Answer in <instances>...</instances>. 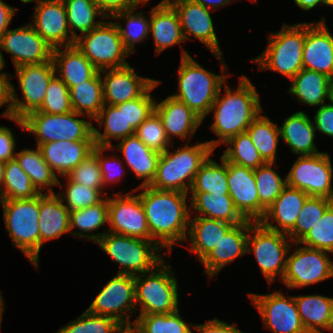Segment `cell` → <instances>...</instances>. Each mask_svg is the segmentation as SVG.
<instances>
[{
    "label": "cell",
    "mask_w": 333,
    "mask_h": 333,
    "mask_svg": "<svg viewBox=\"0 0 333 333\" xmlns=\"http://www.w3.org/2000/svg\"><path fill=\"white\" fill-rule=\"evenodd\" d=\"M274 163H265L254 170L257 192L260 201V220L266 210L273 204L277 197L287 186L286 177L281 178L275 169Z\"/></svg>",
    "instance_id": "bcb514c9"
},
{
    "label": "cell",
    "mask_w": 333,
    "mask_h": 333,
    "mask_svg": "<svg viewBox=\"0 0 333 333\" xmlns=\"http://www.w3.org/2000/svg\"><path fill=\"white\" fill-rule=\"evenodd\" d=\"M22 92L18 98L14 84L10 83L11 116L23 119L40 108L50 80L56 75L53 61L22 65L15 68Z\"/></svg>",
    "instance_id": "7c38bea8"
},
{
    "label": "cell",
    "mask_w": 333,
    "mask_h": 333,
    "mask_svg": "<svg viewBox=\"0 0 333 333\" xmlns=\"http://www.w3.org/2000/svg\"><path fill=\"white\" fill-rule=\"evenodd\" d=\"M31 26L54 49L75 44L63 0L35 1ZM68 39V40H67Z\"/></svg>",
    "instance_id": "d6986e66"
},
{
    "label": "cell",
    "mask_w": 333,
    "mask_h": 333,
    "mask_svg": "<svg viewBox=\"0 0 333 333\" xmlns=\"http://www.w3.org/2000/svg\"><path fill=\"white\" fill-rule=\"evenodd\" d=\"M75 46L88 58L98 71L128 65L130 53L125 49L117 26L103 21L90 32L79 35Z\"/></svg>",
    "instance_id": "8fae6325"
},
{
    "label": "cell",
    "mask_w": 333,
    "mask_h": 333,
    "mask_svg": "<svg viewBox=\"0 0 333 333\" xmlns=\"http://www.w3.org/2000/svg\"><path fill=\"white\" fill-rule=\"evenodd\" d=\"M20 1L26 4V3H32L34 1H39V0H20Z\"/></svg>",
    "instance_id": "2a66077c"
},
{
    "label": "cell",
    "mask_w": 333,
    "mask_h": 333,
    "mask_svg": "<svg viewBox=\"0 0 333 333\" xmlns=\"http://www.w3.org/2000/svg\"><path fill=\"white\" fill-rule=\"evenodd\" d=\"M303 69L333 77V35L325 17L319 22H305V44L302 55Z\"/></svg>",
    "instance_id": "7402d4cb"
},
{
    "label": "cell",
    "mask_w": 333,
    "mask_h": 333,
    "mask_svg": "<svg viewBox=\"0 0 333 333\" xmlns=\"http://www.w3.org/2000/svg\"><path fill=\"white\" fill-rule=\"evenodd\" d=\"M5 60L2 54V51H0V72H3V68L5 67Z\"/></svg>",
    "instance_id": "34e18365"
},
{
    "label": "cell",
    "mask_w": 333,
    "mask_h": 333,
    "mask_svg": "<svg viewBox=\"0 0 333 333\" xmlns=\"http://www.w3.org/2000/svg\"><path fill=\"white\" fill-rule=\"evenodd\" d=\"M329 102L333 103V77L330 78L329 82Z\"/></svg>",
    "instance_id": "753ad0ef"
},
{
    "label": "cell",
    "mask_w": 333,
    "mask_h": 333,
    "mask_svg": "<svg viewBox=\"0 0 333 333\" xmlns=\"http://www.w3.org/2000/svg\"><path fill=\"white\" fill-rule=\"evenodd\" d=\"M265 50L252 61L260 71L271 70L292 79L303 69L302 55L305 44V22L284 23L280 31L268 36Z\"/></svg>",
    "instance_id": "5b68a950"
},
{
    "label": "cell",
    "mask_w": 333,
    "mask_h": 333,
    "mask_svg": "<svg viewBox=\"0 0 333 333\" xmlns=\"http://www.w3.org/2000/svg\"><path fill=\"white\" fill-rule=\"evenodd\" d=\"M67 177L76 183L83 184L89 188L97 189L103 197L104 193L102 174L97 156L92 152L77 167H75Z\"/></svg>",
    "instance_id": "6f0895ef"
},
{
    "label": "cell",
    "mask_w": 333,
    "mask_h": 333,
    "mask_svg": "<svg viewBox=\"0 0 333 333\" xmlns=\"http://www.w3.org/2000/svg\"><path fill=\"white\" fill-rule=\"evenodd\" d=\"M287 186L304 191L308 196L333 200V167L330 154L299 156L286 176Z\"/></svg>",
    "instance_id": "5bb4252c"
},
{
    "label": "cell",
    "mask_w": 333,
    "mask_h": 333,
    "mask_svg": "<svg viewBox=\"0 0 333 333\" xmlns=\"http://www.w3.org/2000/svg\"><path fill=\"white\" fill-rule=\"evenodd\" d=\"M39 112L65 114L73 111L68 86L55 75L49 82Z\"/></svg>",
    "instance_id": "f5cc1de1"
},
{
    "label": "cell",
    "mask_w": 333,
    "mask_h": 333,
    "mask_svg": "<svg viewBox=\"0 0 333 333\" xmlns=\"http://www.w3.org/2000/svg\"><path fill=\"white\" fill-rule=\"evenodd\" d=\"M69 93L73 111L95 119L105 105L100 71L90 80L69 88Z\"/></svg>",
    "instance_id": "ab89813d"
},
{
    "label": "cell",
    "mask_w": 333,
    "mask_h": 333,
    "mask_svg": "<svg viewBox=\"0 0 333 333\" xmlns=\"http://www.w3.org/2000/svg\"><path fill=\"white\" fill-rule=\"evenodd\" d=\"M3 295H1V291H0V328H1V324H2V317H3V313H4V302H3Z\"/></svg>",
    "instance_id": "8c879c8a"
},
{
    "label": "cell",
    "mask_w": 333,
    "mask_h": 333,
    "mask_svg": "<svg viewBox=\"0 0 333 333\" xmlns=\"http://www.w3.org/2000/svg\"><path fill=\"white\" fill-rule=\"evenodd\" d=\"M100 12L106 19L124 10L138 7L142 3L139 0H95Z\"/></svg>",
    "instance_id": "94428289"
},
{
    "label": "cell",
    "mask_w": 333,
    "mask_h": 333,
    "mask_svg": "<svg viewBox=\"0 0 333 333\" xmlns=\"http://www.w3.org/2000/svg\"><path fill=\"white\" fill-rule=\"evenodd\" d=\"M324 5L333 7V0H323Z\"/></svg>",
    "instance_id": "11e5206c"
},
{
    "label": "cell",
    "mask_w": 333,
    "mask_h": 333,
    "mask_svg": "<svg viewBox=\"0 0 333 333\" xmlns=\"http://www.w3.org/2000/svg\"><path fill=\"white\" fill-rule=\"evenodd\" d=\"M180 19V25L185 41L193 36L204 44L213 54H223L215 33L211 9L192 0H173L169 2Z\"/></svg>",
    "instance_id": "ffe728a7"
},
{
    "label": "cell",
    "mask_w": 333,
    "mask_h": 333,
    "mask_svg": "<svg viewBox=\"0 0 333 333\" xmlns=\"http://www.w3.org/2000/svg\"><path fill=\"white\" fill-rule=\"evenodd\" d=\"M154 112L160 117L171 142L175 137L190 142L203 122L185 103L172 95L160 102L156 100Z\"/></svg>",
    "instance_id": "cb8c5ba5"
},
{
    "label": "cell",
    "mask_w": 333,
    "mask_h": 333,
    "mask_svg": "<svg viewBox=\"0 0 333 333\" xmlns=\"http://www.w3.org/2000/svg\"><path fill=\"white\" fill-rule=\"evenodd\" d=\"M106 150H114L112 147H101V146H94L92 152L97 156L98 163L100 166L101 174H102V182L104 188L107 187V185L111 184L112 182H118L121 180L123 174H125L126 169L123 168V161L122 157L121 159L118 158L117 154L114 156H108L105 157L103 153ZM124 170V171H122Z\"/></svg>",
    "instance_id": "680465c9"
},
{
    "label": "cell",
    "mask_w": 333,
    "mask_h": 333,
    "mask_svg": "<svg viewBox=\"0 0 333 333\" xmlns=\"http://www.w3.org/2000/svg\"><path fill=\"white\" fill-rule=\"evenodd\" d=\"M75 111L65 114H50L39 111L29 113L23 119L10 117L22 130L36 137V147L52 141L94 140L93 123L80 119Z\"/></svg>",
    "instance_id": "9c48e42d"
},
{
    "label": "cell",
    "mask_w": 333,
    "mask_h": 333,
    "mask_svg": "<svg viewBox=\"0 0 333 333\" xmlns=\"http://www.w3.org/2000/svg\"><path fill=\"white\" fill-rule=\"evenodd\" d=\"M229 195L236 209L246 219L260 221V201L254 177V170L227 162Z\"/></svg>",
    "instance_id": "603a6c76"
},
{
    "label": "cell",
    "mask_w": 333,
    "mask_h": 333,
    "mask_svg": "<svg viewBox=\"0 0 333 333\" xmlns=\"http://www.w3.org/2000/svg\"><path fill=\"white\" fill-rule=\"evenodd\" d=\"M295 4L302 10L308 11L312 10L319 4H324L323 0H293Z\"/></svg>",
    "instance_id": "a7ac6f4b"
},
{
    "label": "cell",
    "mask_w": 333,
    "mask_h": 333,
    "mask_svg": "<svg viewBox=\"0 0 333 333\" xmlns=\"http://www.w3.org/2000/svg\"><path fill=\"white\" fill-rule=\"evenodd\" d=\"M94 120L100 128L104 126L103 133L93 127V138L96 146L112 147V139L119 141L135 135V130L126 123L125 102L117 105L105 104Z\"/></svg>",
    "instance_id": "d590c367"
},
{
    "label": "cell",
    "mask_w": 333,
    "mask_h": 333,
    "mask_svg": "<svg viewBox=\"0 0 333 333\" xmlns=\"http://www.w3.org/2000/svg\"><path fill=\"white\" fill-rule=\"evenodd\" d=\"M114 333H142L141 330L135 325L132 324H121Z\"/></svg>",
    "instance_id": "89a4df30"
},
{
    "label": "cell",
    "mask_w": 333,
    "mask_h": 333,
    "mask_svg": "<svg viewBox=\"0 0 333 333\" xmlns=\"http://www.w3.org/2000/svg\"><path fill=\"white\" fill-rule=\"evenodd\" d=\"M12 130L6 126H0V162L7 163L15 158L16 139Z\"/></svg>",
    "instance_id": "6125c7cd"
},
{
    "label": "cell",
    "mask_w": 333,
    "mask_h": 333,
    "mask_svg": "<svg viewBox=\"0 0 333 333\" xmlns=\"http://www.w3.org/2000/svg\"><path fill=\"white\" fill-rule=\"evenodd\" d=\"M299 243L333 254V204Z\"/></svg>",
    "instance_id": "db71d44e"
},
{
    "label": "cell",
    "mask_w": 333,
    "mask_h": 333,
    "mask_svg": "<svg viewBox=\"0 0 333 333\" xmlns=\"http://www.w3.org/2000/svg\"><path fill=\"white\" fill-rule=\"evenodd\" d=\"M121 324L114 318L90 313L87 309L56 333H114Z\"/></svg>",
    "instance_id": "f907efd6"
},
{
    "label": "cell",
    "mask_w": 333,
    "mask_h": 333,
    "mask_svg": "<svg viewBox=\"0 0 333 333\" xmlns=\"http://www.w3.org/2000/svg\"><path fill=\"white\" fill-rule=\"evenodd\" d=\"M39 194L33 186L30 177L23 171L15 159L5 163L0 200L31 199Z\"/></svg>",
    "instance_id": "f6af8a7d"
},
{
    "label": "cell",
    "mask_w": 333,
    "mask_h": 333,
    "mask_svg": "<svg viewBox=\"0 0 333 333\" xmlns=\"http://www.w3.org/2000/svg\"><path fill=\"white\" fill-rule=\"evenodd\" d=\"M17 11L15 7L9 6L3 0H0V37L8 30V26Z\"/></svg>",
    "instance_id": "03108f58"
},
{
    "label": "cell",
    "mask_w": 333,
    "mask_h": 333,
    "mask_svg": "<svg viewBox=\"0 0 333 333\" xmlns=\"http://www.w3.org/2000/svg\"><path fill=\"white\" fill-rule=\"evenodd\" d=\"M165 261L153 270L135 276V302L139 315L169 314L179 309L178 282Z\"/></svg>",
    "instance_id": "ba28073f"
},
{
    "label": "cell",
    "mask_w": 333,
    "mask_h": 333,
    "mask_svg": "<svg viewBox=\"0 0 333 333\" xmlns=\"http://www.w3.org/2000/svg\"><path fill=\"white\" fill-rule=\"evenodd\" d=\"M315 130L333 138V103H324L314 115Z\"/></svg>",
    "instance_id": "91938a15"
},
{
    "label": "cell",
    "mask_w": 333,
    "mask_h": 333,
    "mask_svg": "<svg viewBox=\"0 0 333 333\" xmlns=\"http://www.w3.org/2000/svg\"><path fill=\"white\" fill-rule=\"evenodd\" d=\"M222 87L223 85L210 109V113L214 112V121L210 129L219 137L206 141L213 150L230 138L246 132L253 120L263 111L259 93L247 76L239 78L235 91L225 82V92L221 96Z\"/></svg>",
    "instance_id": "7a4b0ae2"
},
{
    "label": "cell",
    "mask_w": 333,
    "mask_h": 333,
    "mask_svg": "<svg viewBox=\"0 0 333 333\" xmlns=\"http://www.w3.org/2000/svg\"><path fill=\"white\" fill-rule=\"evenodd\" d=\"M222 62L221 71L217 75L202 67L185 50H182L181 64L177 71L178 92L172 96L182 101L199 118H204L210 113V109L217 98L219 89L231 75L226 74L228 68L223 54L214 53Z\"/></svg>",
    "instance_id": "3957f363"
},
{
    "label": "cell",
    "mask_w": 333,
    "mask_h": 333,
    "mask_svg": "<svg viewBox=\"0 0 333 333\" xmlns=\"http://www.w3.org/2000/svg\"><path fill=\"white\" fill-rule=\"evenodd\" d=\"M332 204L331 199L309 196L299 212L294 228L287 234L288 238L293 243L300 242Z\"/></svg>",
    "instance_id": "681fc988"
},
{
    "label": "cell",
    "mask_w": 333,
    "mask_h": 333,
    "mask_svg": "<svg viewBox=\"0 0 333 333\" xmlns=\"http://www.w3.org/2000/svg\"><path fill=\"white\" fill-rule=\"evenodd\" d=\"M220 158L221 164L209 156L200 166L190 188L191 192L229 194L227 161L222 156Z\"/></svg>",
    "instance_id": "7bdbcfd3"
},
{
    "label": "cell",
    "mask_w": 333,
    "mask_h": 333,
    "mask_svg": "<svg viewBox=\"0 0 333 333\" xmlns=\"http://www.w3.org/2000/svg\"><path fill=\"white\" fill-rule=\"evenodd\" d=\"M14 159L30 177L33 186L39 193H43L46 190L47 193H55L51 188L52 186L63 187L58 176L43 159L42 152L38 146L36 149L25 148L16 152Z\"/></svg>",
    "instance_id": "74e56055"
},
{
    "label": "cell",
    "mask_w": 333,
    "mask_h": 333,
    "mask_svg": "<svg viewBox=\"0 0 333 333\" xmlns=\"http://www.w3.org/2000/svg\"><path fill=\"white\" fill-rule=\"evenodd\" d=\"M159 84L160 81L156 80L140 97L125 102L126 123L134 130L154 113L156 100L150 92Z\"/></svg>",
    "instance_id": "9f6ffc18"
},
{
    "label": "cell",
    "mask_w": 333,
    "mask_h": 333,
    "mask_svg": "<svg viewBox=\"0 0 333 333\" xmlns=\"http://www.w3.org/2000/svg\"><path fill=\"white\" fill-rule=\"evenodd\" d=\"M195 3H198L208 9L215 10L222 8L232 2V0H192ZM236 0H233L235 2Z\"/></svg>",
    "instance_id": "003e7915"
},
{
    "label": "cell",
    "mask_w": 333,
    "mask_h": 333,
    "mask_svg": "<svg viewBox=\"0 0 333 333\" xmlns=\"http://www.w3.org/2000/svg\"><path fill=\"white\" fill-rule=\"evenodd\" d=\"M233 226L225 221L209 219L201 216L190 217L188 240L191 247L186 246L191 254L196 253L202 261L212 249L220 242L226 232Z\"/></svg>",
    "instance_id": "e575fe53"
},
{
    "label": "cell",
    "mask_w": 333,
    "mask_h": 333,
    "mask_svg": "<svg viewBox=\"0 0 333 333\" xmlns=\"http://www.w3.org/2000/svg\"><path fill=\"white\" fill-rule=\"evenodd\" d=\"M135 191H139L137 195L144 207L152 241L166 253L172 251L175 244L187 242L191 216L187 193L157 190L150 186L137 187Z\"/></svg>",
    "instance_id": "6da1fadb"
},
{
    "label": "cell",
    "mask_w": 333,
    "mask_h": 333,
    "mask_svg": "<svg viewBox=\"0 0 333 333\" xmlns=\"http://www.w3.org/2000/svg\"><path fill=\"white\" fill-rule=\"evenodd\" d=\"M288 93L309 106H321L329 100L330 77L323 73L301 69L291 80Z\"/></svg>",
    "instance_id": "8d00e7d4"
},
{
    "label": "cell",
    "mask_w": 333,
    "mask_h": 333,
    "mask_svg": "<svg viewBox=\"0 0 333 333\" xmlns=\"http://www.w3.org/2000/svg\"><path fill=\"white\" fill-rule=\"evenodd\" d=\"M254 221L246 220L244 223L233 225L214 249L201 261L206 268L203 272L209 279L217 275L224 266L242 255L247 254V237L249 227Z\"/></svg>",
    "instance_id": "d4e9b609"
},
{
    "label": "cell",
    "mask_w": 333,
    "mask_h": 333,
    "mask_svg": "<svg viewBox=\"0 0 333 333\" xmlns=\"http://www.w3.org/2000/svg\"><path fill=\"white\" fill-rule=\"evenodd\" d=\"M136 9L137 7L124 10L111 17L112 19L114 18L116 20H125V27H122L119 21L114 23L118 28L125 49L130 54L135 53V44H141L144 42L143 40L148 39L150 34V12L148 18H146L143 12H138Z\"/></svg>",
    "instance_id": "ee69618b"
},
{
    "label": "cell",
    "mask_w": 333,
    "mask_h": 333,
    "mask_svg": "<svg viewBox=\"0 0 333 333\" xmlns=\"http://www.w3.org/2000/svg\"><path fill=\"white\" fill-rule=\"evenodd\" d=\"M292 245L297 248L292 254L289 249L281 281L289 290L333 278V261L328 257L330 252L302 246V244L298 247L299 242Z\"/></svg>",
    "instance_id": "4fadbf2b"
},
{
    "label": "cell",
    "mask_w": 333,
    "mask_h": 333,
    "mask_svg": "<svg viewBox=\"0 0 333 333\" xmlns=\"http://www.w3.org/2000/svg\"><path fill=\"white\" fill-rule=\"evenodd\" d=\"M169 149L160 154L154 180L149 186L188 194L200 166L214 150L206 141L196 145L187 142L173 152Z\"/></svg>",
    "instance_id": "277c9868"
},
{
    "label": "cell",
    "mask_w": 333,
    "mask_h": 333,
    "mask_svg": "<svg viewBox=\"0 0 333 333\" xmlns=\"http://www.w3.org/2000/svg\"><path fill=\"white\" fill-rule=\"evenodd\" d=\"M280 128L281 139L299 156L321 153L315 145V127L311 118L298 111L284 119Z\"/></svg>",
    "instance_id": "d6a6232c"
},
{
    "label": "cell",
    "mask_w": 333,
    "mask_h": 333,
    "mask_svg": "<svg viewBox=\"0 0 333 333\" xmlns=\"http://www.w3.org/2000/svg\"><path fill=\"white\" fill-rule=\"evenodd\" d=\"M121 151L125 164L142 183L138 186H149L154 180L157 162L160 153L148 148L136 135L119 140L118 145H113Z\"/></svg>",
    "instance_id": "f546056e"
},
{
    "label": "cell",
    "mask_w": 333,
    "mask_h": 333,
    "mask_svg": "<svg viewBox=\"0 0 333 333\" xmlns=\"http://www.w3.org/2000/svg\"><path fill=\"white\" fill-rule=\"evenodd\" d=\"M294 299L307 333H325L322 329L333 332L332 297L313 294L294 296Z\"/></svg>",
    "instance_id": "1f68e13d"
},
{
    "label": "cell",
    "mask_w": 333,
    "mask_h": 333,
    "mask_svg": "<svg viewBox=\"0 0 333 333\" xmlns=\"http://www.w3.org/2000/svg\"><path fill=\"white\" fill-rule=\"evenodd\" d=\"M5 228L13 246L21 250L37 270L39 267V195L31 199L0 200Z\"/></svg>",
    "instance_id": "52a82bcc"
},
{
    "label": "cell",
    "mask_w": 333,
    "mask_h": 333,
    "mask_svg": "<svg viewBox=\"0 0 333 333\" xmlns=\"http://www.w3.org/2000/svg\"><path fill=\"white\" fill-rule=\"evenodd\" d=\"M70 211L60 199L58 193L39 194V232L40 249L46 241L70 233Z\"/></svg>",
    "instance_id": "f1b7e54d"
},
{
    "label": "cell",
    "mask_w": 333,
    "mask_h": 333,
    "mask_svg": "<svg viewBox=\"0 0 333 333\" xmlns=\"http://www.w3.org/2000/svg\"><path fill=\"white\" fill-rule=\"evenodd\" d=\"M139 1L142 3L143 6L149 2V0H139Z\"/></svg>",
    "instance_id": "b9fcfbb0"
},
{
    "label": "cell",
    "mask_w": 333,
    "mask_h": 333,
    "mask_svg": "<svg viewBox=\"0 0 333 333\" xmlns=\"http://www.w3.org/2000/svg\"><path fill=\"white\" fill-rule=\"evenodd\" d=\"M225 145L227 147L221 156L227 162L253 170L265 164L247 132L230 138Z\"/></svg>",
    "instance_id": "c3c4849f"
},
{
    "label": "cell",
    "mask_w": 333,
    "mask_h": 333,
    "mask_svg": "<svg viewBox=\"0 0 333 333\" xmlns=\"http://www.w3.org/2000/svg\"><path fill=\"white\" fill-rule=\"evenodd\" d=\"M288 235L265 228L260 222H254L249 227L247 237V253H254L263 276L271 286L279 275L282 281L286 260L292 241ZM290 244V245H289Z\"/></svg>",
    "instance_id": "30bf717a"
},
{
    "label": "cell",
    "mask_w": 333,
    "mask_h": 333,
    "mask_svg": "<svg viewBox=\"0 0 333 333\" xmlns=\"http://www.w3.org/2000/svg\"><path fill=\"white\" fill-rule=\"evenodd\" d=\"M135 135L151 150L164 153L172 143L167 137L160 117L154 112L136 130Z\"/></svg>",
    "instance_id": "816d5d0a"
},
{
    "label": "cell",
    "mask_w": 333,
    "mask_h": 333,
    "mask_svg": "<svg viewBox=\"0 0 333 333\" xmlns=\"http://www.w3.org/2000/svg\"><path fill=\"white\" fill-rule=\"evenodd\" d=\"M179 312L138 315L133 323L142 333H193L194 324L186 323Z\"/></svg>",
    "instance_id": "7dc6e473"
},
{
    "label": "cell",
    "mask_w": 333,
    "mask_h": 333,
    "mask_svg": "<svg viewBox=\"0 0 333 333\" xmlns=\"http://www.w3.org/2000/svg\"><path fill=\"white\" fill-rule=\"evenodd\" d=\"M10 53L16 67L52 61L53 48L27 23L0 37V50Z\"/></svg>",
    "instance_id": "ac0fdd59"
},
{
    "label": "cell",
    "mask_w": 333,
    "mask_h": 333,
    "mask_svg": "<svg viewBox=\"0 0 333 333\" xmlns=\"http://www.w3.org/2000/svg\"><path fill=\"white\" fill-rule=\"evenodd\" d=\"M69 223L71 235L79 237V240L86 238L87 240H92L96 243L106 232H108V228H105L103 233H92L108 223V197L105 196L95 205L70 211ZM74 228H78L80 231H72ZM90 232L92 234H87Z\"/></svg>",
    "instance_id": "f35d334b"
},
{
    "label": "cell",
    "mask_w": 333,
    "mask_h": 333,
    "mask_svg": "<svg viewBox=\"0 0 333 333\" xmlns=\"http://www.w3.org/2000/svg\"><path fill=\"white\" fill-rule=\"evenodd\" d=\"M87 310L96 315L114 318L120 324H132L131 314L137 311L135 276L117 273L103 286Z\"/></svg>",
    "instance_id": "9a60e30c"
},
{
    "label": "cell",
    "mask_w": 333,
    "mask_h": 333,
    "mask_svg": "<svg viewBox=\"0 0 333 333\" xmlns=\"http://www.w3.org/2000/svg\"><path fill=\"white\" fill-rule=\"evenodd\" d=\"M105 73V75H104ZM104 104L117 105L140 97L156 80L139 76L130 64L100 71ZM102 74L104 77H102Z\"/></svg>",
    "instance_id": "44dd1931"
},
{
    "label": "cell",
    "mask_w": 333,
    "mask_h": 333,
    "mask_svg": "<svg viewBox=\"0 0 333 333\" xmlns=\"http://www.w3.org/2000/svg\"><path fill=\"white\" fill-rule=\"evenodd\" d=\"M266 329L274 333H307L302 325L294 296L278 290L271 294H248Z\"/></svg>",
    "instance_id": "2e32d148"
},
{
    "label": "cell",
    "mask_w": 333,
    "mask_h": 333,
    "mask_svg": "<svg viewBox=\"0 0 333 333\" xmlns=\"http://www.w3.org/2000/svg\"><path fill=\"white\" fill-rule=\"evenodd\" d=\"M94 146V140H63L40 144L38 147L54 173L64 178L92 153Z\"/></svg>",
    "instance_id": "484cf974"
},
{
    "label": "cell",
    "mask_w": 333,
    "mask_h": 333,
    "mask_svg": "<svg viewBox=\"0 0 333 333\" xmlns=\"http://www.w3.org/2000/svg\"><path fill=\"white\" fill-rule=\"evenodd\" d=\"M237 324H228L215 318L205 324H194V329L199 333H244L236 327Z\"/></svg>",
    "instance_id": "be15d7a7"
},
{
    "label": "cell",
    "mask_w": 333,
    "mask_h": 333,
    "mask_svg": "<svg viewBox=\"0 0 333 333\" xmlns=\"http://www.w3.org/2000/svg\"><path fill=\"white\" fill-rule=\"evenodd\" d=\"M5 163L0 162V198L2 194V187H3V171H4Z\"/></svg>",
    "instance_id": "2644e50d"
},
{
    "label": "cell",
    "mask_w": 333,
    "mask_h": 333,
    "mask_svg": "<svg viewBox=\"0 0 333 333\" xmlns=\"http://www.w3.org/2000/svg\"><path fill=\"white\" fill-rule=\"evenodd\" d=\"M137 189L134 188L129 193H114V197L108 196V231L140 238L152 240L148 227L144 207L137 194H131Z\"/></svg>",
    "instance_id": "e0dca14e"
},
{
    "label": "cell",
    "mask_w": 333,
    "mask_h": 333,
    "mask_svg": "<svg viewBox=\"0 0 333 333\" xmlns=\"http://www.w3.org/2000/svg\"><path fill=\"white\" fill-rule=\"evenodd\" d=\"M246 132L265 163H275L280 128L268 116L259 114Z\"/></svg>",
    "instance_id": "60d3db41"
},
{
    "label": "cell",
    "mask_w": 333,
    "mask_h": 333,
    "mask_svg": "<svg viewBox=\"0 0 333 333\" xmlns=\"http://www.w3.org/2000/svg\"><path fill=\"white\" fill-rule=\"evenodd\" d=\"M308 197L304 191L286 186L259 222L269 230L288 234Z\"/></svg>",
    "instance_id": "4316f807"
},
{
    "label": "cell",
    "mask_w": 333,
    "mask_h": 333,
    "mask_svg": "<svg viewBox=\"0 0 333 333\" xmlns=\"http://www.w3.org/2000/svg\"><path fill=\"white\" fill-rule=\"evenodd\" d=\"M170 1L162 0L150 10L149 33H152L156 54L185 41L179 16Z\"/></svg>",
    "instance_id": "83f0119b"
},
{
    "label": "cell",
    "mask_w": 333,
    "mask_h": 333,
    "mask_svg": "<svg viewBox=\"0 0 333 333\" xmlns=\"http://www.w3.org/2000/svg\"><path fill=\"white\" fill-rule=\"evenodd\" d=\"M10 74L0 72V108L7 107L2 113V117L9 119L11 116V99H10ZM8 103V105H6Z\"/></svg>",
    "instance_id": "e7e4bbea"
},
{
    "label": "cell",
    "mask_w": 333,
    "mask_h": 333,
    "mask_svg": "<svg viewBox=\"0 0 333 333\" xmlns=\"http://www.w3.org/2000/svg\"><path fill=\"white\" fill-rule=\"evenodd\" d=\"M96 243L111 257L113 262L120 265L118 274L136 276L149 272L164 260V256H167L165 250H162L152 240L115 234L109 231ZM160 251H164L163 255Z\"/></svg>",
    "instance_id": "8992f818"
},
{
    "label": "cell",
    "mask_w": 333,
    "mask_h": 333,
    "mask_svg": "<svg viewBox=\"0 0 333 333\" xmlns=\"http://www.w3.org/2000/svg\"><path fill=\"white\" fill-rule=\"evenodd\" d=\"M67 13V22L72 37L76 40L80 35L90 32L103 21H95L96 17L106 19L98 9L95 0H63Z\"/></svg>",
    "instance_id": "b9f144b4"
},
{
    "label": "cell",
    "mask_w": 333,
    "mask_h": 333,
    "mask_svg": "<svg viewBox=\"0 0 333 333\" xmlns=\"http://www.w3.org/2000/svg\"><path fill=\"white\" fill-rule=\"evenodd\" d=\"M190 210L197 211L196 216L216 219L233 225L244 223L246 219L236 209L229 194L191 192Z\"/></svg>",
    "instance_id": "836d02e7"
},
{
    "label": "cell",
    "mask_w": 333,
    "mask_h": 333,
    "mask_svg": "<svg viewBox=\"0 0 333 333\" xmlns=\"http://www.w3.org/2000/svg\"><path fill=\"white\" fill-rule=\"evenodd\" d=\"M60 48H64V51ZM52 61L55 67V74L68 88L90 80L98 72L75 44L54 48Z\"/></svg>",
    "instance_id": "4dcf8cb0"
},
{
    "label": "cell",
    "mask_w": 333,
    "mask_h": 333,
    "mask_svg": "<svg viewBox=\"0 0 333 333\" xmlns=\"http://www.w3.org/2000/svg\"><path fill=\"white\" fill-rule=\"evenodd\" d=\"M66 179V190L64 194L60 192L58 196L69 211L83 209L99 203L104 197L97 189L89 188L83 184L71 181L67 176Z\"/></svg>",
    "instance_id": "11a10c76"
}]
</instances>
